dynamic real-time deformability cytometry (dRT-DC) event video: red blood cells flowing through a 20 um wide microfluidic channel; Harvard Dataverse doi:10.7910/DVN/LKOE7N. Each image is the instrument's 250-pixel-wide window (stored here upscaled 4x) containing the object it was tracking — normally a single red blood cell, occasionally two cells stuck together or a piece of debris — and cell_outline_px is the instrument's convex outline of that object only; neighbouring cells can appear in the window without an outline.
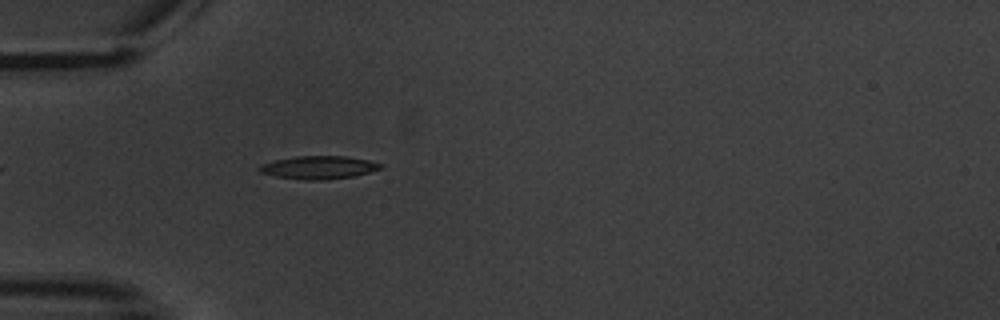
{"species": "common noctule bat (a hibernating species)", "species_latin": "Nyctalus noctula", "temperature_condition": "warm", "stored_images_in_passage": 4, "camera_frame_rate_fps": 3000, "um_per_image_px": 0.085, "animal": {"sex": "male", "body_mass_g": 20.1, "forearm_length_mm": 53.5}, "frame": {"image": 1, "passage_image": 4, "time_ms": 3.333, "image_size_px": [1000, 320], "cell_outline_px": [[384, 164], [380, 168], [368, 172], [352, 176], [324, 180], [300, 180], [276, 176], [260, 172], [256, 168], [260, 164], [276, 160], [296, 156], [348, 156], [368, 160]], "centroid_in_image_um": [27.05, 14.23], "position_along_channel_um": 58.0, "area_um2": 16.24}}